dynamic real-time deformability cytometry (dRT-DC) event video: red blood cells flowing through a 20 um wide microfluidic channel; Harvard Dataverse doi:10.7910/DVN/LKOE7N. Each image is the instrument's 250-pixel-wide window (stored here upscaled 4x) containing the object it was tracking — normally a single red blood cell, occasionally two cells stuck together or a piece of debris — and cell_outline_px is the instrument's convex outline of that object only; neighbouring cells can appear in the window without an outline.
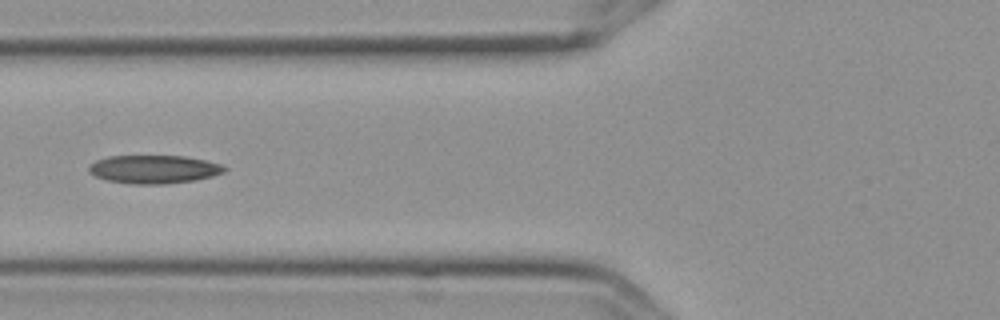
{"species": "Egyptian fruit bat (a non-hibernating species)", "species_latin": "Rousettus aegyptiacus", "temperature_condition": "cold", "stored_images_in_passage": 5, "camera_frame_rate_fps": 3000, "um_per_image_px": 0.085, "frame": {"image": 1, "passage_image": 5, "time_ms": 1.333, "image_size_px": [1000, 320], "cell_outline_px": [[228, 168], [224, 172], [212, 176], [196, 180], [164, 184], [132, 184], [108, 180], [96, 176], [88, 172], [88, 164], [96, 160], [108, 156], [184, 156], [204, 160], [220, 164]], "centroid_in_image_um": [13.06, 14.39], "position_along_channel_um": 112.7, "area_um2": 22.37}}